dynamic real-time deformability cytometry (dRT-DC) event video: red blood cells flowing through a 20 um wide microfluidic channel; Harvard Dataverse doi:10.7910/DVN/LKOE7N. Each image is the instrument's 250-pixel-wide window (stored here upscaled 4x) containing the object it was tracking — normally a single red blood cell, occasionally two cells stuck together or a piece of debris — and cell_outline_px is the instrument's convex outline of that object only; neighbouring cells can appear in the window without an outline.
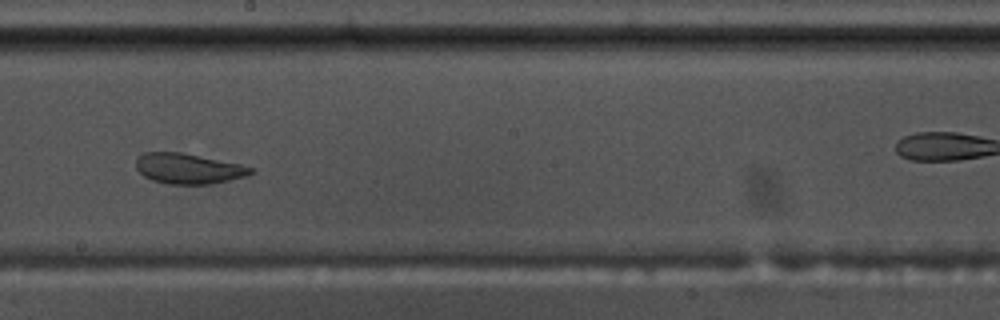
{"species": "common noctule bat (a hibernating species)", "species_latin": "Nyctalus noctula", "temperature_condition": "warm", "stored_images_in_passage": 44, "camera_frame_rate_fps": 3000, "um_per_image_px": 0.085, "animal": {"sex": "male", "body_mass_g": 17.5, "forearm_length_mm": 52.3}, "frame": {"image": 1, "passage_image": 19, "time_ms": 6.0, "image_size_px": [1000, 320], "cell_outline_px": [[256, 172], [244, 176], [212, 184], [168, 184], [152, 180], [144, 176], [136, 168], [136, 156], [144, 152], [180, 152], [240, 164], [256, 168]], "centroid_in_image_um": [16.0, 14.33], "position_along_channel_um": 232.2, "area_um2": 20.35}, "authors_computed_cell_mechanics": {"area_um2": 24.3049, "velocity_mm_per_s": 3.6402, "shape_relaxation_time_tau1_ms": null, "shape_relaxation_time_tau2_ms": 0.8785, "deformation_change_tau1": null, "deformation_change_tau2": 0.0728}}